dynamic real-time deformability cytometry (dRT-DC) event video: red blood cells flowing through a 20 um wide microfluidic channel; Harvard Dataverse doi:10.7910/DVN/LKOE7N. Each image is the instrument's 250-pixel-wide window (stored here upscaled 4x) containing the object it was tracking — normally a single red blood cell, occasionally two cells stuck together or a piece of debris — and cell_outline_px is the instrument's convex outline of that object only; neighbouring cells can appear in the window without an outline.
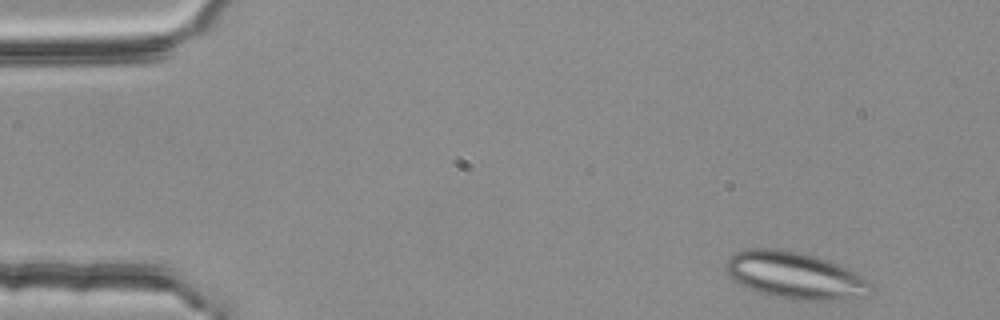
{"species": "common noctule bat (a hibernating species)", "species_latin": "Nyctalus noctula", "temperature_condition": "room temperature", "stored_images_in_passage": 3, "camera_frame_rate_fps": 3000, "um_per_image_px": 0.085, "animal": {"sex": "female", "body_mass_g": 25.1}, "frame": {"image": 1, "passage_image": 1, "time_ms": 0.0, "image_size_px": [1000, 320], "cell_outline_px": [[876, 288], [868, 296], [836, 300], [792, 300], [772, 296], [756, 292], [740, 284], [724, 268], [724, 264], [736, 252], [748, 248], [776, 248], [800, 252], [816, 256], [828, 260], [856, 272], [868, 280]], "centroid_in_image_um": [67.63, 23.42], "position_along_channel_um": 17.4, "area_um2": 39.94}}